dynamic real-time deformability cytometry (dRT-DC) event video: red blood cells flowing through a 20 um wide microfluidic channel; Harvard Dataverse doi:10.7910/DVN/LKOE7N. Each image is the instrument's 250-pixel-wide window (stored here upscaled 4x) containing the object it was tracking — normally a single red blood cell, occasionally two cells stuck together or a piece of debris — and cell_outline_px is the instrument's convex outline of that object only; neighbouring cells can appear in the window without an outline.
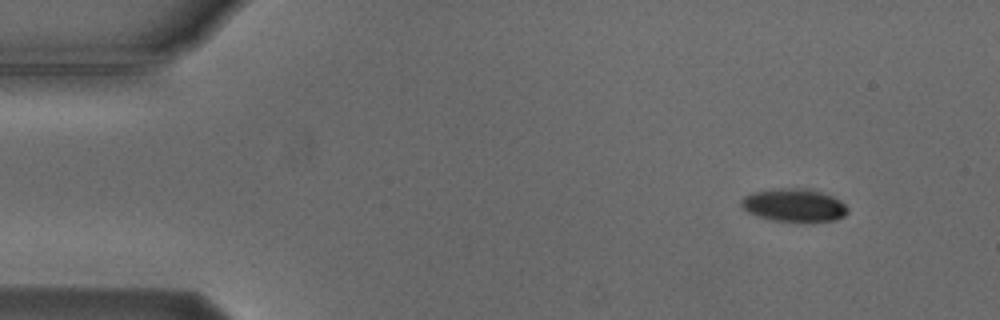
{"species": "Egyptian fruit bat (a non-hibernating species)", "species_latin": "Rousettus aegyptiacus", "temperature_condition": "cold", "stored_images_in_passage": 4, "camera_frame_rate_fps": 3000, "um_per_image_px": 0.085, "animal": {"sex": "male"}, "frame": {"image": 1, "passage_image": 1, "time_ms": 0.0, "image_size_px": [1000, 320], "cell_outline_px": [[848, 212], [844, 216], [836, 220], [776, 220], [760, 216], [748, 212], [740, 204], [740, 200], [744, 196], [752, 192], [776, 188], [804, 188], [820, 192], [832, 196], [840, 200], [848, 208]], "centroid_in_image_um": [67.48, 17.41], "position_along_channel_um": 17.5, "area_um2": 20.0}}
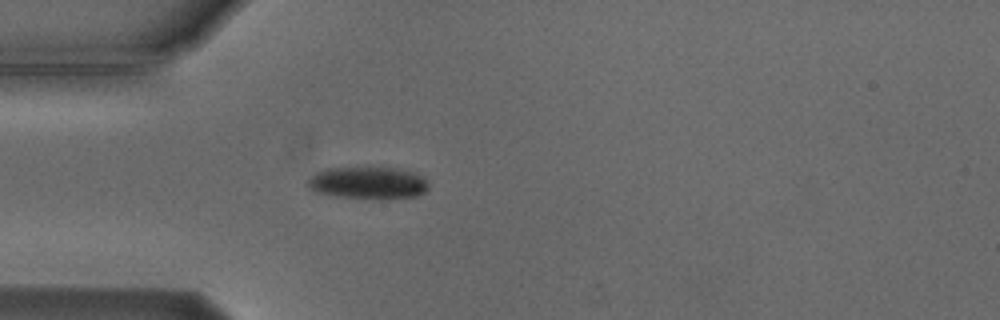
{"frame": {"image": 2, "passage_image": 4, "time_ms": 3.333, "image_size_px": [1000, 320], "cell_outline_px": [[428, 188], [424, 192], [416, 196], [388, 200], [368, 200], [336, 196], [316, 192], [308, 188], [308, 176], [316, 172], [328, 168], [392, 168], [412, 172], [424, 176], [428, 184]], "centroid_in_image_um": [31.28, 15.58], "position_along_channel_um": 53.7, "area_um2": 23.12}}